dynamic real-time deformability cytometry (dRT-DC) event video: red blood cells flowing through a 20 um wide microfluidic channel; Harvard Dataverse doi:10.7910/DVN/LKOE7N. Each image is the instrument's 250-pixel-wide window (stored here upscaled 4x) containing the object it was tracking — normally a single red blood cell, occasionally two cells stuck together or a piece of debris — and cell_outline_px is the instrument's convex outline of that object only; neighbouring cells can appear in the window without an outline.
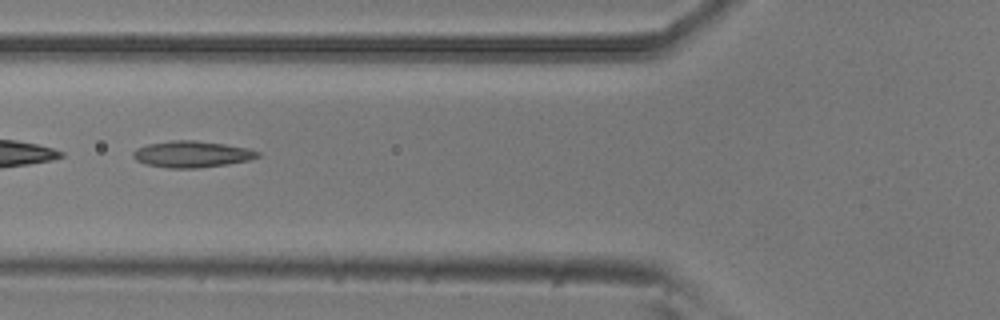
{"species": "common noctule bat (a hibernating species)", "species_latin": "Nyctalus noctula", "temperature_condition": "room temperature", "stored_images_in_passage": 9, "camera_frame_rate_fps": 3000, "um_per_image_px": 0.085, "animal": {"sex": "male", "body_mass_g": 20.5, "forearm_length_mm": 52.5}, "frame": {"image": 1, "passage_image": 6, "time_ms": 1.667, "image_size_px": [1000, 320], "cell_outline_px": [[260, 156], [248, 160], [228, 164], [196, 168], [168, 168], [144, 164], [136, 160], [132, 156], [132, 152], [136, 148], [148, 144], [172, 140], [196, 140], [224, 144], [248, 148], [260, 152]], "centroid_in_image_um": [16.28, 13.1], "position_along_channel_um": 109.5, "area_um2": 19.25}}
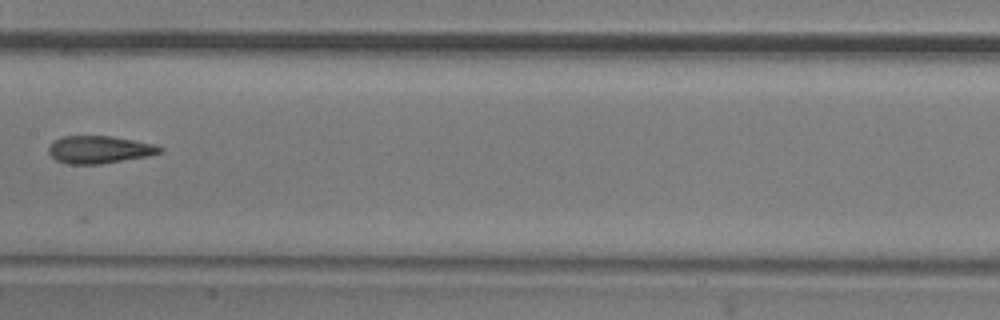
{"frame": {"image": 2, "passage_image": 8, "time_ms": 2.333, "image_size_px": [1000, 320], "cell_outline_px": [[164, 152], [148, 156], [100, 164], [68, 164], [56, 160], [48, 152], [48, 148], [52, 140], [64, 136], [112, 136], [152, 144], [164, 148]], "centroid_in_image_um": [8.43, 12.71], "position_along_channel_um": 199.0, "area_um2": 17.86}}